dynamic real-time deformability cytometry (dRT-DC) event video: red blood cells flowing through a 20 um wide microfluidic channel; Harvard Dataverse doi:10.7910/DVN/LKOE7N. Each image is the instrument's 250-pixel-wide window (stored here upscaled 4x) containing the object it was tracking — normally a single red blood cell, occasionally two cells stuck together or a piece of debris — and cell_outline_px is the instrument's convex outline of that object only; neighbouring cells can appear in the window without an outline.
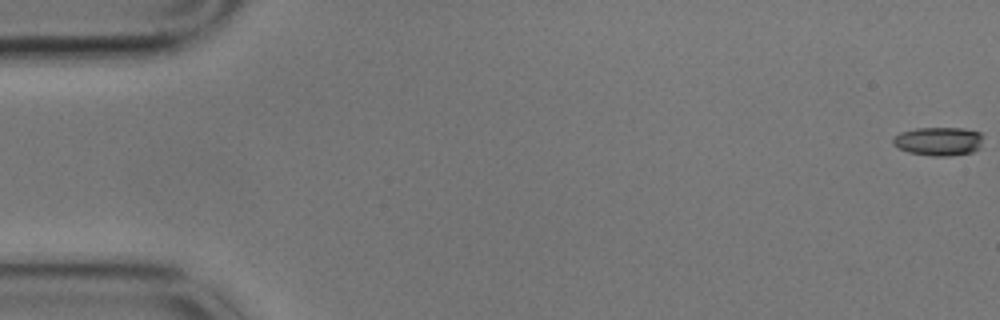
{"species": "common noctule bat (a hibernating species)", "species_latin": "Nyctalus noctula", "temperature_condition": "cold", "stored_images_in_passage": 59, "camera_frame_rate_fps": 3000, "um_per_image_px": 0.085, "animal": {"sex": "male", "body_mass_g": 17.9}, "frame": {"image": 1, "passage_image": 1, "time_ms": 0.0, "image_size_px": [1000, 320], "cell_outline_px": [[980, 148], [972, 152], [948, 156], [932, 156], [908, 152], [892, 144], [892, 140], [900, 132], [916, 128], [964, 128], [980, 132]], "centroid_in_image_um": [79.76, 12.01], "position_along_channel_um": 5.2, "area_um2": 14.91}}
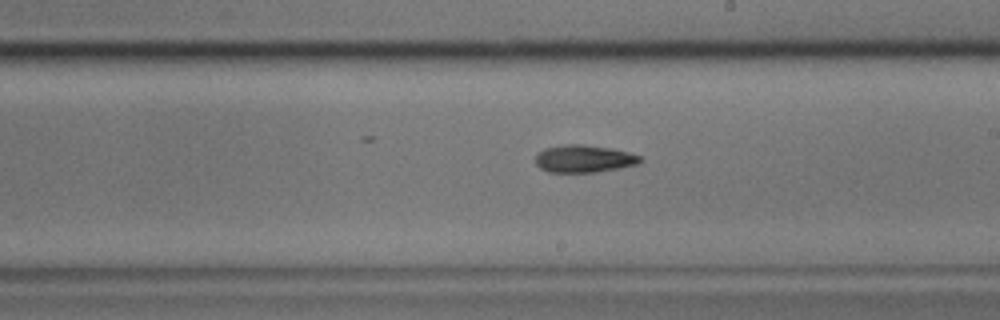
{"frame": {"image": 2, "passage_image": 34, "time_ms": 11.0, "image_size_px": [1000, 320], "cell_outline_px": [[644, 160], [636, 164], [620, 168], [596, 172], [548, 172], [540, 168], [536, 164], [536, 156], [544, 148], [564, 144], [584, 144], [612, 148], [628, 152], [640, 156]], "centroid_in_image_um": [49.64, 13.49], "position_along_channel_um": 239.4, "area_um2": 16.82}}
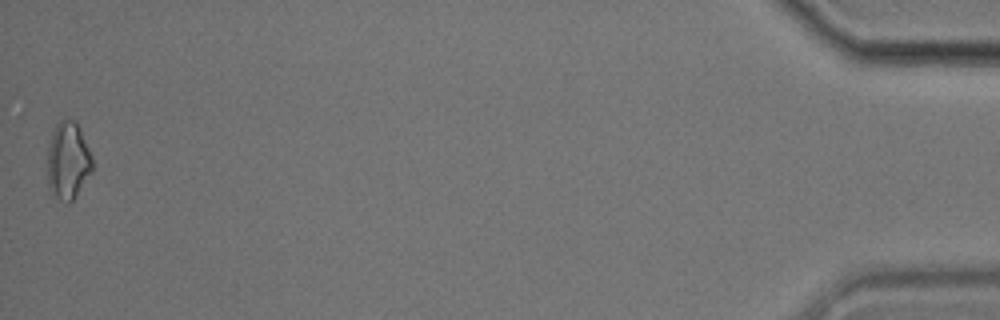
{"frame": {"image": 3, "passage_image": 59, "time_ms": 19.333, "image_size_px": [1000, 320], "cell_outline_px": [[92, 172], [76, 196], [68, 204], [64, 204], [48, 192], [48, 148], [56, 124], [60, 120], [76, 120], [80, 128], [92, 156]], "centroid_in_image_um": [5.78, 13.71], "position_along_channel_um": 429.4, "area_um2": 20.46}, "authors_computed_cell_mechanics": {"area_um2": 16.762, "velocity_mm_per_s": 3.4255, "shape_relaxation_time_tau1_ms": 4.7439, "shape_relaxation_time_tau2_ms": null, "deformation_change_tau1": 0.1077, "deformation_change_tau2": null}}